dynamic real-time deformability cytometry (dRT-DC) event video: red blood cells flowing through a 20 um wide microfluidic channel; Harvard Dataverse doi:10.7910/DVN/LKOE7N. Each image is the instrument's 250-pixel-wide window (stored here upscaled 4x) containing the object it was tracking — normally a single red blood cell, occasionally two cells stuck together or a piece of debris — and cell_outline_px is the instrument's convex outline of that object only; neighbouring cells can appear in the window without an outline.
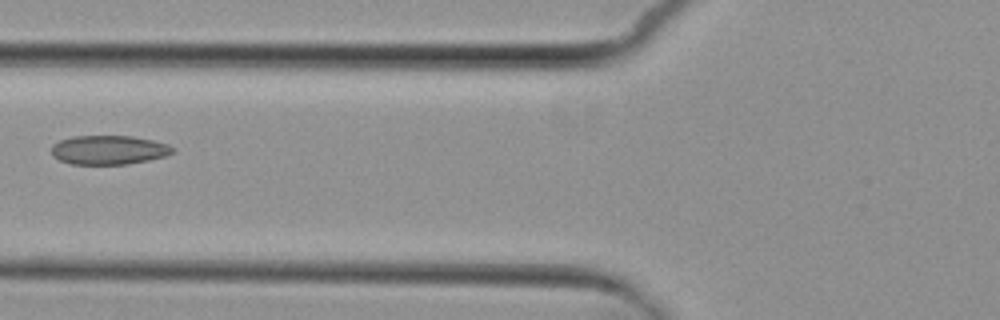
{"species": "common noctule bat (a hibernating species)", "species_latin": "Nyctalus noctula", "temperature_condition": "cold", "stored_images_in_passage": 2, "camera_frame_rate_fps": 3000, "um_per_image_px": 0.085, "animal": {"sex": "female", "body_mass_g": 29.2, "forearm_length_mm": 56.3}, "frame": {"image": 1, "passage_image": 2, "time_ms": 1.0, "image_size_px": [1000, 320], "cell_outline_px": [[176, 148], [172, 152], [164, 156], [148, 160], [124, 164], [72, 164], [60, 160], [52, 156], [52, 144], [60, 140], [72, 136], [132, 136], [152, 140], [168, 144]], "centroid_in_image_um": [9.23, 12.74], "position_along_channel_um": 116.6, "area_um2": 20.46}}